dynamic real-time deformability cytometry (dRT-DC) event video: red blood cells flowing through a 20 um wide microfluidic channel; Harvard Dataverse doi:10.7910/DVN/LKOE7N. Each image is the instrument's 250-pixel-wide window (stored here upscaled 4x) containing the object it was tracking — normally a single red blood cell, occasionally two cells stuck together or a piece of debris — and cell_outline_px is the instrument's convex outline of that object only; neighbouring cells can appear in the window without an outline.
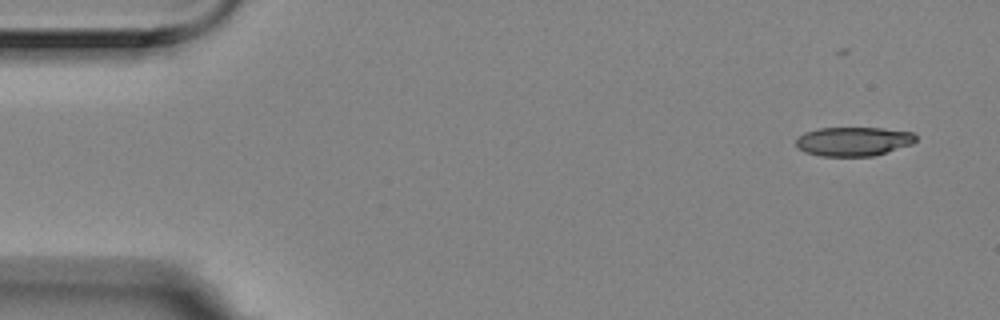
{"species": "Egyptian fruit bat (a non-hibernating species)", "species_latin": "Rousettus aegyptiacus", "temperature_condition": "room temperature", "stored_images_in_passage": 6, "segment_of_instrument_passage": [2, 2], "camera_frame_rate_fps": 3000, "um_per_image_px": 0.085, "animal": {"sex": "female"}, "frame": {"image": 1, "passage_image": 6, "time_ms": 1.667, "image_size_px": [1000, 320], "cell_outline_px": [[916, 140], [912, 144], [872, 156], [820, 156], [804, 152], [796, 148], [796, 140], [804, 132], [816, 128], [884, 128], [912, 132], [916, 136]], "centroid_in_image_um": [72.5, 12.01], "position_along_channel_um": 12.5, "area_um2": 20.35}}